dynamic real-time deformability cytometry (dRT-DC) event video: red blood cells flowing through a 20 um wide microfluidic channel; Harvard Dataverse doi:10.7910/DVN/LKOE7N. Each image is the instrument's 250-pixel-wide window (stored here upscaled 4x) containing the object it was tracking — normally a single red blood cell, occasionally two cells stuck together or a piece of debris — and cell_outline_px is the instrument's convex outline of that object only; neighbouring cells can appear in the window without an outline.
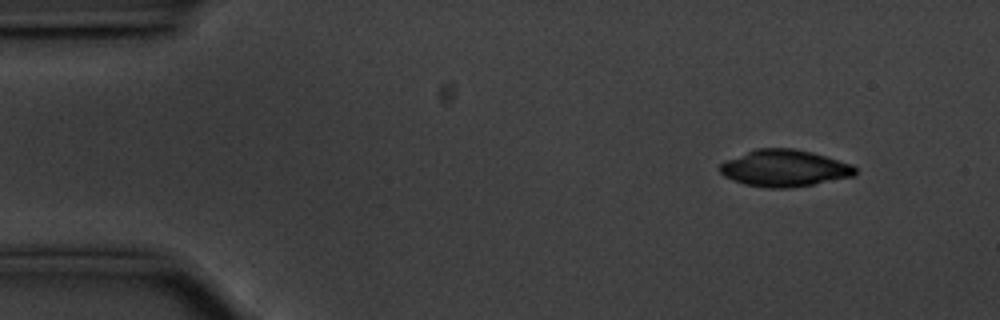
{"species": "common noctule bat (a hibernating species)", "species_latin": "Nyctalus noctula", "temperature_condition": "cold", "stored_images_in_passage": 52, "camera_frame_rate_fps": 3000, "um_per_image_px": 0.085, "animal": {"sex": "male", "body_mass_g": 20.1, "forearm_length_mm": 53.5}, "frame": {"image": 1, "passage_image": 2, "time_ms": 0.333, "image_size_px": [1000, 320], "cell_outline_px": [[856, 172], [852, 176], [792, 188], [764, 188], [744, 184], [732, 180], [724, 176], [720, 172], [720, 164], [728, 160], [756, 148], [792, 148], [812, 152], [852, 164], [856, 168]], "centroid_in_image_um": [66.66, 14.3], "position_along_channel_um": 18.3, "area_um2": 28.78}}
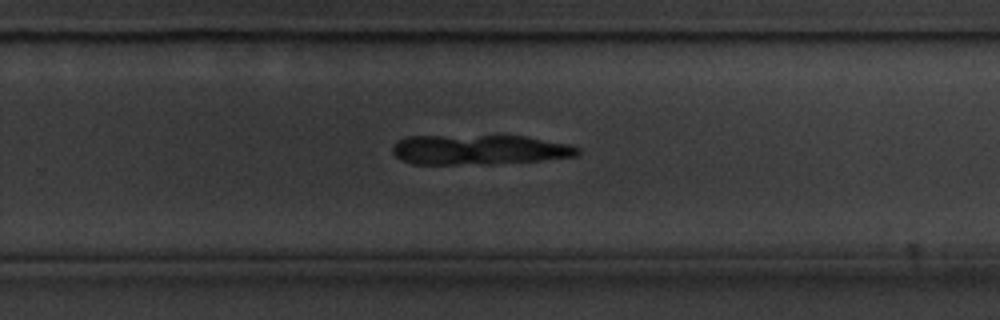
{"frame": {"image": 2, "passage_image": 32, "time_ms": 10.333, "image_size_px": [1000, 320], "cell_outline_px": [[580, 156], [540, 160], [492, 164], [412, 164], [396, 156], [392, 152], [392, 148], [400, 140], [408, 136], [524, 136], [572, 144], [580, 148]], "centroid_in_image_um": [40.81, 12.73], "position_along_channel_um": 289.0, "area_um2": 32.31}}